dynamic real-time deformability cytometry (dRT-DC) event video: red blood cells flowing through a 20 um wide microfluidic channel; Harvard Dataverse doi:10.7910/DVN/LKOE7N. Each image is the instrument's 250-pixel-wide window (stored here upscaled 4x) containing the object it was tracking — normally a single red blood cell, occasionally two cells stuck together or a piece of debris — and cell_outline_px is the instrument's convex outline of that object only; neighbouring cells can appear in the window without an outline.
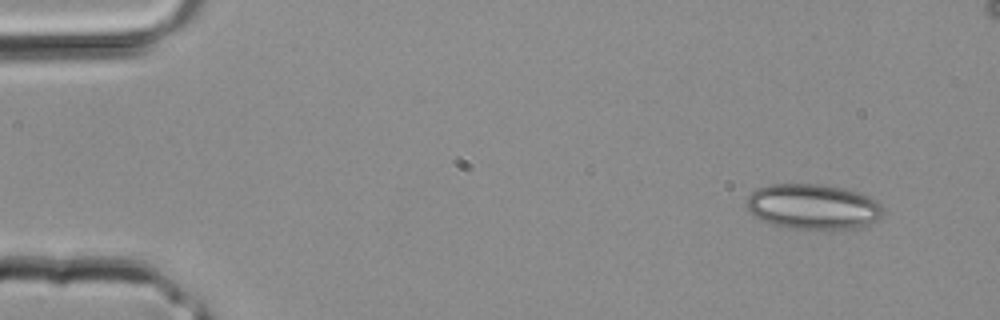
{"species": "common noctule bat (a hibernating species)", "species_latin": "Nyctalus noctula", "temperature_condition": "room temperature", "stored_images_in_passage": 4, "camera_frame_rate_fps": 3000, "um_per_image_px": 0.085, "animal": {"sex": "male", "body_mass_g": 20.4}, "frame": {"image": 1, "passage_image": 1, "time_ms": 0.0, "image_size_px": [1000, 320], "cell_outline_px": [[884, 212], [876, 220], [868, 224], [856, 228], [792, 228], [772, 224], [760, 220], [744, 204], [744, 200], [756, 188], [768, 184], [820, 184], [844, 188], [868, 196], [876, 200], [884, 208]], "centroid_in_image_um": [69.07, 17.54], "position_along_channel_um": 15.9, "area_um2": 35.89}}